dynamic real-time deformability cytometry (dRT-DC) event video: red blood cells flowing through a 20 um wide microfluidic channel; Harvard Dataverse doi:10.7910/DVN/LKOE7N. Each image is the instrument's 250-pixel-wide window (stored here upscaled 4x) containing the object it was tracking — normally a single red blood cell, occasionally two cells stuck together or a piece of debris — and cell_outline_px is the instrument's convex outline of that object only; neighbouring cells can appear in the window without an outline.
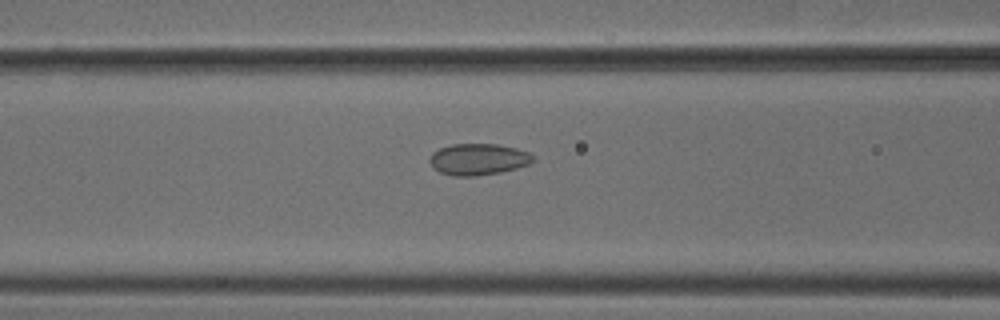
{"species": "common noctule bat (a hibernating species)", "species_latin": "Nyctalus noctula", "temperature_condition": "cold", "stored_images_in_passage": 51, "camera_frame_rate_fps": 3000, "um_per_image_px": 0.085, "animal": {"sex": "male", "body_mass_g": 18.8}, "frame": {"image": 1, "passage_image": 20, "time_ms": 6.333, "image_size_px": [1000, 320], "cell_outline_px": [[536, 160], [528, 164], [516, 168], [500, 172], [476, 176], [452, 176], [440, 172], [432, 168], [428, 160], [432, 152], [440, 148], [452, 144], [496, 144], [516, 148], [528, 152]], "centroid_in_image_um": [40.61, 13.54], "position_along_channel_um": 126.0, "area_um2": 19.02}}
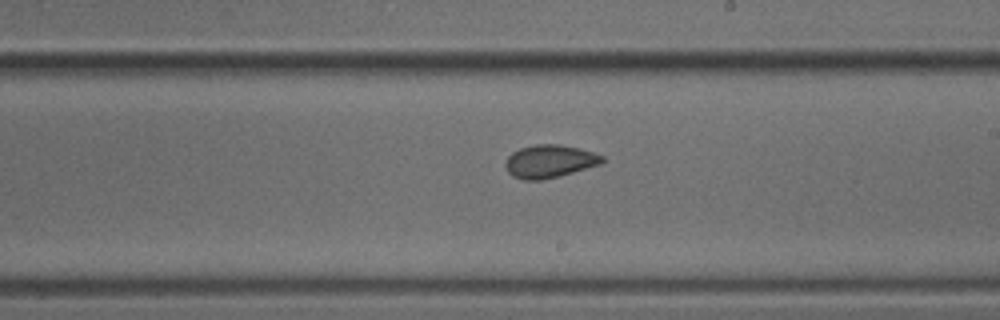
{"frame": {"image": 2, "passage_image": 29, "time_ms": 9.333, "image_size_px": [1000, 320], "cell_outline_px": [[604, 160], [600, 164], [560, 176], [540, 180], [524, 180], [512, 176], [508, 172], [504, 164], [508, 156], [512, 152], [520, 148], [536, 144], [560, 144], [592, 152], [604, 156]], "centroid_in_image_um": [46.68, 13.71], "position_along_channel_um": 242.3, "area_um2": 18.5}}
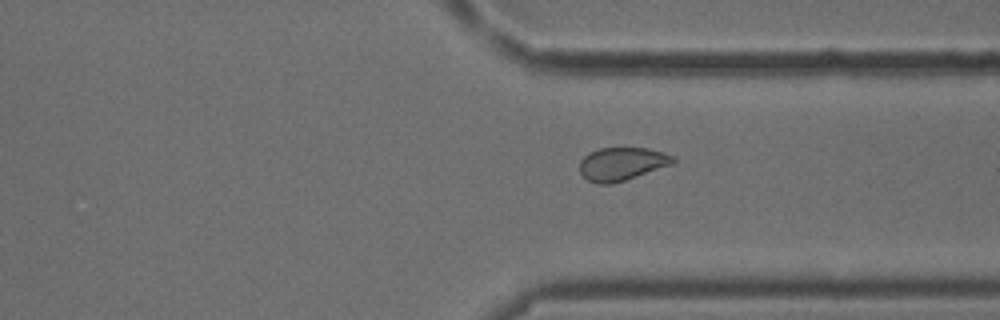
{"frame": {"image": 3, "passage_image": 38, "time_ms": 12.333, "image_size_px": [1000, 320], "cell_outline_px": [[676, 164], [612, 184], [596, 184], [588, 180], [580, 172], [580, 160], [584, 156], [600, 148], [648, 148], [664, 152], [672, 156], [676, 160]], "centroid_in_image_um": [52.9, 13.94], "position_along_channel_um": 358.5, "area_um2": 18.15}, "authors_computed_cell_mechanics": {"area_um2": 19.0162, "velocity_mm_per_s": 3.874, "shape_relaxation_time_tau1_ms": 4.0148, "shape_relaxation_time_tau2_ms": 1.6919, "deformation_change_tau1": 0.0778, "deformation_change_tau2": 0.0559}}